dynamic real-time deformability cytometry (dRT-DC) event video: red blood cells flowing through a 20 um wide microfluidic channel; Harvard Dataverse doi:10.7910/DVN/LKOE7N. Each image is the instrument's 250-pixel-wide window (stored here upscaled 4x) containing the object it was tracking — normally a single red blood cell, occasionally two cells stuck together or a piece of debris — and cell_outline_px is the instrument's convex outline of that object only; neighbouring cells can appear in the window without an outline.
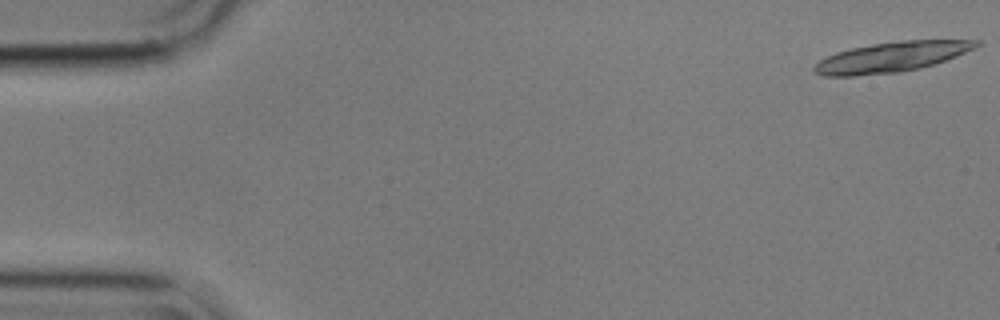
{"species": "common noctule bat (a hibernating species)", "species_latin": "Nyctalus noctula", "temperature_condition": "cold", "stored_images_in_passage": 16, "camera_frame_rate_fps": 3000, "um_per_image_px": 0.085, "animal": {"sex": "male", "body_mass_g": 17.9}, "frame": {"image": 1, "passage_image": 1, "time_ms": 0.0, "image_size_px": [1000, 320], "cell_outline_px": [[980, 44], [976, 48], [956, 56], [920, 68], [900, 72], [852, 76], [824, 76], [816, 72], [812, 68], [820, 60], [836, 52], [852, 48], [872, 44], [900, 40], [980, 40]], "centroid_in_image_um": [75.79, 4.84], "position_along_channel_um": 9.2, "area_um2": 28.21}}